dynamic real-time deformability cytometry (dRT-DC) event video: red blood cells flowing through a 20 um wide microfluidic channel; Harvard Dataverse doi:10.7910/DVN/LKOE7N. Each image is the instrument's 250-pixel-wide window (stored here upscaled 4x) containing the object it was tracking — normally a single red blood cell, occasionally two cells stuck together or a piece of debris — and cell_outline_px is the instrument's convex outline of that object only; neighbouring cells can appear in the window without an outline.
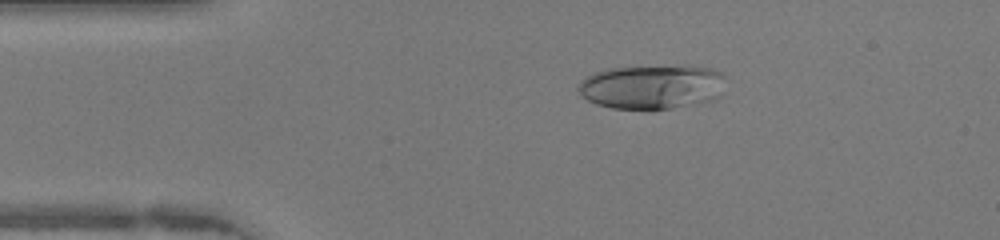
{"species": "human", "species_latin": "Homo sapiens", "temperature_condition": "warm", "stored_images_in_passage": 46, "camera_frame_rate_fps": 3000, "um_per_image_px": 0.085, "donor": {"sex": "female"}, "frame": {"image": 1, "passage_image": 8, "time_ms": 2.333, "image_size_px": [1000, 240], "cell_outline_px": [[724, 76], [716, 96], [712, 100], [696, 104], [668, 108], [612, 108], [596, 104], [580, 96], [576, 88], [580, 80], [596, 72], [608, 68], [680, 64], [688, 64], [712, 68], [720, 72]], "centroid_in_image_um": [55.37, 7.34], "position_along_channel_um": 29.6, "area_um2": 38.26}}
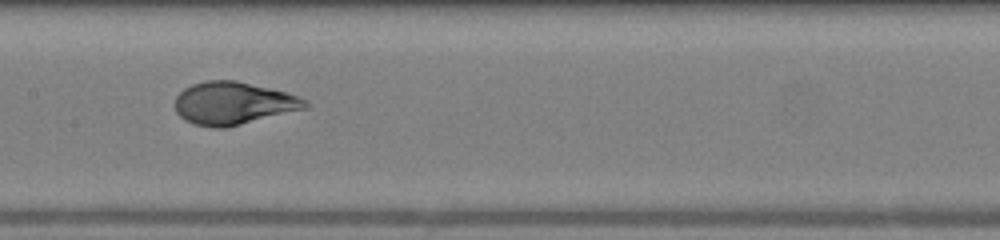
{"frame": {"image": 2, "passage_image": 22, "time_ms": 7.0, "image_size_px": [1000, 240], "cell_outline_px": [[312, 104], [308, 108], [224, 128], [212, 128], [192, 124], [184, 120], [176, 112], [176, 96], [184, 88], [192, 84], [204, 80], [236, 80], [288, 92]], "centroid_in_image_um": [19.83, 8.77], "position_along_channel_um": 187.6, "area_um2": 32.54}}
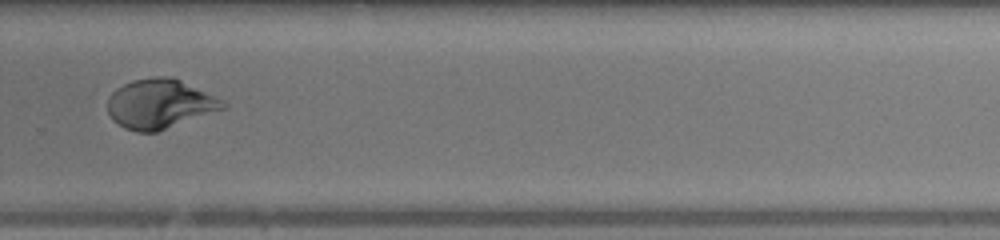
{"frame": {"image": 3, "passage_image": 31, "time_ms": 10.0, "image_size_px": [1000, 240], "cell_outline_px": [[228, 108], [156, 132], [136, 132], [124, 128], [112, 120], [108, 112], [108, 100], [112, 92], [116, 88], [132, 80], [156, 76], [172, 76], [224, 100], [228, 104]], "centroid_in_image_um": [13.6, 8.83], "position_along_channel_um": 316.2, "area_um2": 33.47}, "authors_computed_cell_mechanics": {"area_um2": 33.0327, "velocity_mm_per_s": 4.3091, "shape_relaxation_time_tau1_ms": 5.9015, "shape_relaxation_time_tau2_ms": null, "deformation_change_tau1": 0.2778, "deformation_change_tau2": null}}